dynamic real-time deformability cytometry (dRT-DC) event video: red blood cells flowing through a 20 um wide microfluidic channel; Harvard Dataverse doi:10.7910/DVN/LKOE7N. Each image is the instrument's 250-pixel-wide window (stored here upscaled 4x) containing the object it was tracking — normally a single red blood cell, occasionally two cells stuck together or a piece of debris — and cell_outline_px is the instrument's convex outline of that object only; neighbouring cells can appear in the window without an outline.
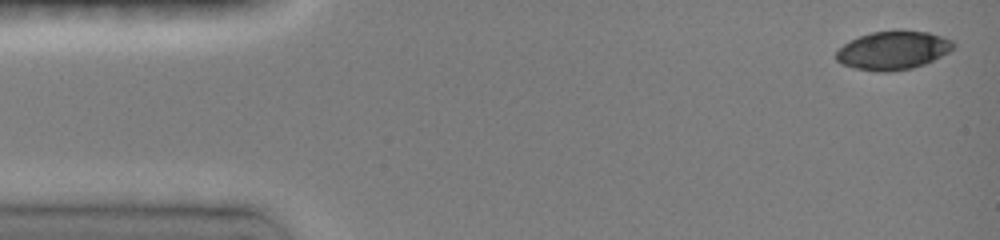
{"species": "common noctule bat (a hibernating species)", "species_latin": "Nyctalus noctula", "temperature_condition": "room temperature", "stored_images_in_passage": 7, "camera_frame_rate_fps": 3000, "um_per_image_px": 0.085, "animal": {"sex": "female", "body_mass_g": 19.0, "forearm_length_mm": 51.5}, "frame": {"image": 1, "passage_image": 1, "time_ms": 0.0, "image_size_px": [1000, 240], "cell_outline_px": [[956, 48], [924, 64], [912, 68], [888, 72], [880, 72], [852, 68], [840, 64], [836, 60], [836, 52], [844, 44], [860, 36], [872, 32], [900, 28], [928, 32], [952, 40], [956, 44]], "centroid_in_image_um": [75.91, 4.26], "position_along_channel_um": 9.1, "area_um2": 26.7}}
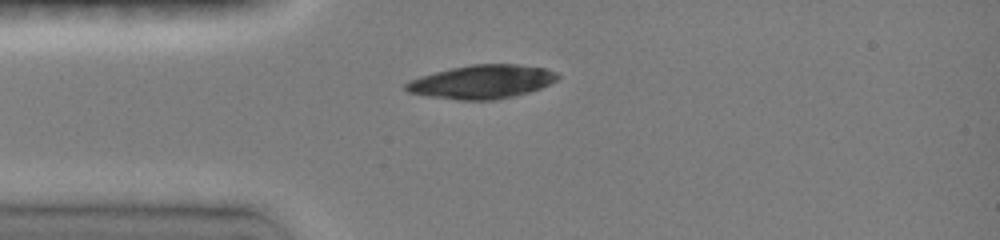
{"frame": {"image": 2, "passage_image": 5, "time_ms": 3.333, "image_size_px": [1000, 240], "cell_outline_px": [[560, 76], [556, 80], [540, 88], [528, 92], [512, 96], [492, 100], [460, 100], [428, 96], [408, 92], [404, 88], [404, 84], [408, 80], [420, 76], [452, 68], [472, 64], [520, 64], [544, 68], [556, 72]], "centroid_in_image_um": [40.94, 6.95], "position_along_channel_um": 44.1, "area_um2": 29.59}}